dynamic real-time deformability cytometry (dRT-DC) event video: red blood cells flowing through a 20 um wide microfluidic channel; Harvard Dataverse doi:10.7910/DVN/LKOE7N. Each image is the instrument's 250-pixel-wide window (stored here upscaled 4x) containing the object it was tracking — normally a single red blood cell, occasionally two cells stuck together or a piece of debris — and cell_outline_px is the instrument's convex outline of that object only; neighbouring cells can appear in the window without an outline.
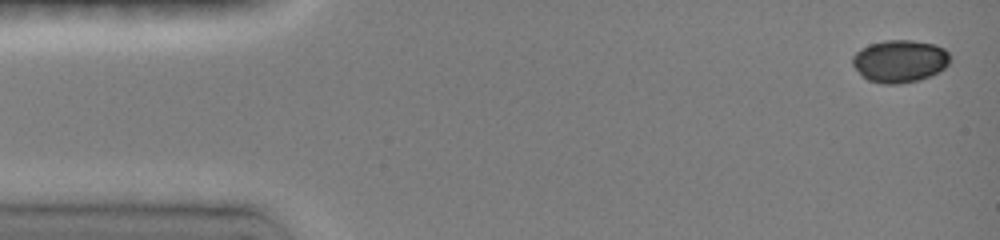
{"species": "common noctule bat (a hibernating species)", "species_latin": "Nyctalus noctula", "temperature_condition": "room temperature", "stored_images_in_passage": 5, "camera_frame_rate_fps": 3000, "um_per_image_px": 0.085, "animal": {"sex": "female", "body_mass_g": 19.0, "forearm_length_mm": 51.5}, "frame": {"image": 1, "passage_image": 1, "time_ms": 0.0, "image_size_px": [1000, 240], "cell_outline_px": [[948, 64], [944, 68], [920, 80], [900, 84], [884, 84], [868, 80], [860, 76], [852, 64], [852, 56], [860, 48], [868, 44], [884, 40], [912, 40], [936, 44], [944, 48], [948, 52]], "centroid_in_image_um": [76.43, 5.19], "position_along_channel_um": 8.6, "area_um2": 24.33}}
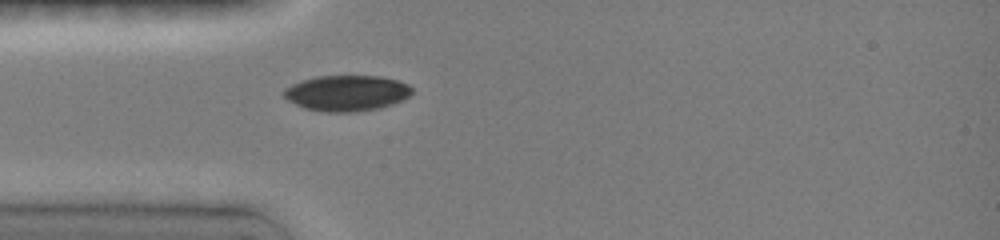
{"frame": {"image": 2, "passage_image": 5, "time_ms": 4.0, "image_size_px": [1000, 240], "cell_outline_px": [[412, 92], [404, 100], [380, 108], [356, 112], [324, 112], [304, 108], [288, 100], [284, 96], [284, 88], [292, 84], [316, 76], [380, 76], [396, 80], [408, 84], [412, 88]], "centroid_in_image_um": [29.48, 7.92], "position_along_channel_um": 55.5, "area_um2": 26.7}}